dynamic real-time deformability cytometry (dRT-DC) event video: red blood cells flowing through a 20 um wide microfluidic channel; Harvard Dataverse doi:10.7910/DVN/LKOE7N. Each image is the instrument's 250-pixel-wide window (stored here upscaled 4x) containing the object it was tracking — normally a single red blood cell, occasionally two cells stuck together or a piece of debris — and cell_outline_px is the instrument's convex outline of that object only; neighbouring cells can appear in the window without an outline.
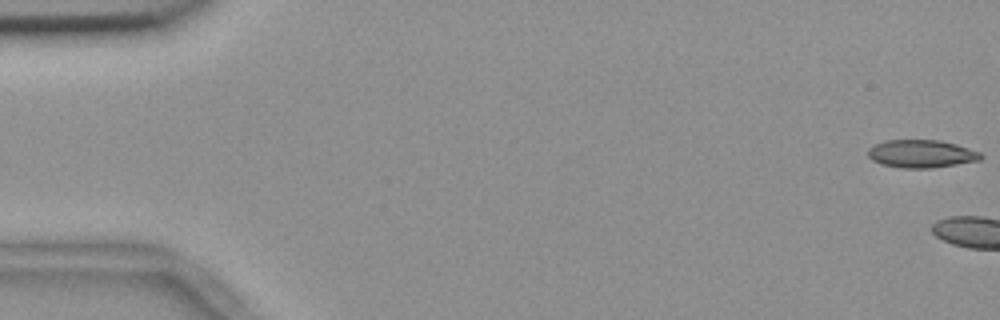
{"species": "common noctule bat (a hibernating species)", "species_latin": "Nyctalus noctula", "temperature_condition": "room temperature", "stored_images_in_passage": 4, "camera_frame_rate_fps": 3000, "um_per_image_px": 0.085, "animal": {"sex": "female", "body_mass_g": 18.4}, "frame": {"image": 1, "passage_image": 1, "time_ms": 0.0, "image_size_px": [1000, 320], "cell_outline_px": [[984, 156], [980, 160], [932, 168], [904, 168], [880, 164], [872, 160], [868, 156], [868, 148], [884, 140], [940, 140], [956, 144], [980, 152]], "centroid_in_image_um": [78.31, 13.07], "position_along_channel_um": 6.7, "area_um2": 18.32}}